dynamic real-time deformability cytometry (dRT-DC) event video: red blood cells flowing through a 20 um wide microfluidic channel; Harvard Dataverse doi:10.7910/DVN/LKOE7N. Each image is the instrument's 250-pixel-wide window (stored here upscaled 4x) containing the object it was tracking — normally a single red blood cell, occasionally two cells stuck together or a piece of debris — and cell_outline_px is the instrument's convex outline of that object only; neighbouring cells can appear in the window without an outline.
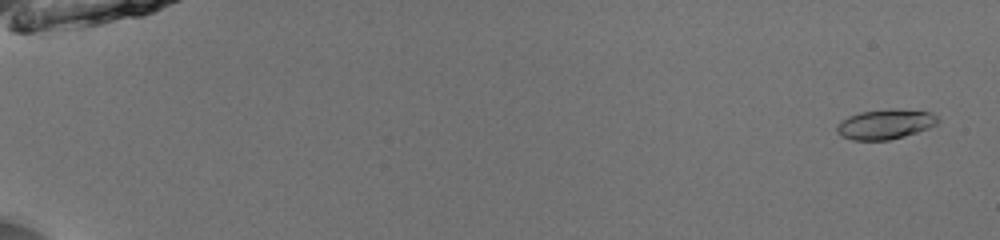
{"species": "common noctule bat (a hibernating species)", "species_latin": "Nyctalus noctula", "temperature_condition": "room temperature", "stored_images_in_passage": 19, "camera_frame_rate_fps": 3000, "um_per_image_px": 0.085, "animal": {"sex": "male", "body_mass_g": 13.0, "forearm_length_mm": 53.1}, "frame": {"image": 1, "passage_image": 3, "time_ms": 0.667, "image_size_px": [1000, 240], "cell_outline_px": [[940, 120], [936, 124], [928, 128], [904, 136], [888, 140], [852, 140], [840, 136], [836, 132], [836, 124], [840, 120], [848, 116], [860, 112], [892, 108], [932, 112]], "centroid_in_image_um": [75.2, 10.55], "position_along_channel_um": 9.8, "area_um2": 17.74}}